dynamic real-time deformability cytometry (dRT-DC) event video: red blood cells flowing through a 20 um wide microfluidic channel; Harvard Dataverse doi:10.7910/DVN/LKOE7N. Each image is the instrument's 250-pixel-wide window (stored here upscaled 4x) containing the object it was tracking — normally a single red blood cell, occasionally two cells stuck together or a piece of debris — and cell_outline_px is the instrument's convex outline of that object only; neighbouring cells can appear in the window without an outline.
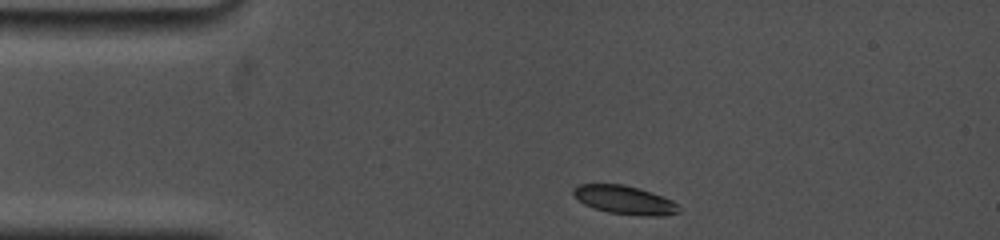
{"species": "common noctule bat (a hibernating species)", "species_latin": "Nyctalus noctula", "temperature_condition": "cold", "stored_images_in_passage": 34, "camera_frame_rate_fps": 5000, "um_per_image_px": 0.085, "animal": {"sex": "female", "body_mass_g": 19.0, "forearm_length_mm": 53.3}, "frame": {"image": 1, "passage_image": 1, "time_ms": 0.0, "image_size_px": [1000, 240], "cell_outline_px": [[680, 212], [664, 216], [644, 216], [608, 212], [584, 204], [572, 192], [572, 188], [576, 184], [624, 184], [640, 188], [672, 200], [680, 204]], "centroid_in_image_um": [53.13, 16.99], "position_along_channel_um": 31.9, "area_um2": 17.63}}
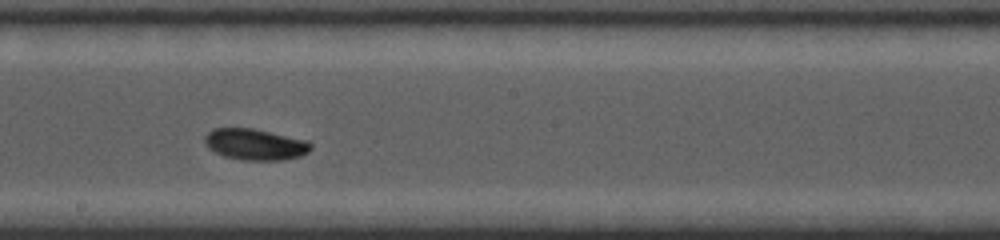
{"frame": {"image": 2, "passage_image": 19, "time_ms": 6.4, "image_size_px": [1000, 240], "cell_outline_px": [[312, 148], [308, 152], [300, 156], [284, 160], [240, 160], [224, 156], [208, 148], [204, 144], [204, 136], [212, 128], [252, 128], [308, 140], [312, 144]], "centroid_in_image_um": [21.68, 12.27], "position_along_channel_um": 226.5, "area_um2": 19.48}}
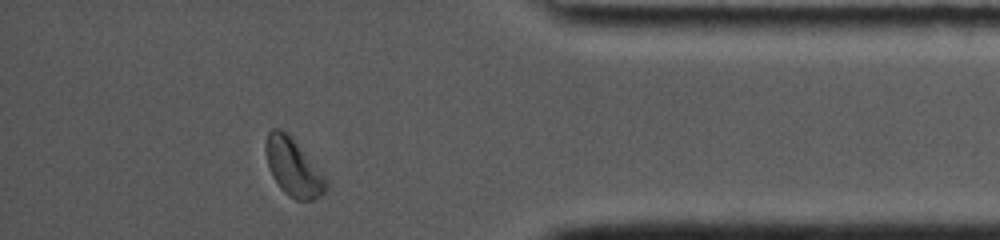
{"frame": {"image": 3, "passage_image": 32, "time_ms": 11.8, "image_size_px": [1000, 240], "cell_outline_px": [[328, 192], [312, 200], [296, 200], [288, 196], [280, 188], [272, 176], [268, 168], [264, 148], [264, 144], [268, 132], [272, 128], [280, 128], [296, 144], [328, 180]], "centroid_in_image_um": [24.91, 14.27], "position_along_channel_um": 410.3, "area_um2": 20.06}, "authors_computed_cell_mechanics": {"area_um2": 19.074, "velocity_mm_per_s": 3.6839, "shape_relaxation_time_tau1_ms": 4.0696, "shape_relaxation_time_tau2_ms": null, "deformation_change_tau1": 0.1042, "deformation_change_tau2": null}}